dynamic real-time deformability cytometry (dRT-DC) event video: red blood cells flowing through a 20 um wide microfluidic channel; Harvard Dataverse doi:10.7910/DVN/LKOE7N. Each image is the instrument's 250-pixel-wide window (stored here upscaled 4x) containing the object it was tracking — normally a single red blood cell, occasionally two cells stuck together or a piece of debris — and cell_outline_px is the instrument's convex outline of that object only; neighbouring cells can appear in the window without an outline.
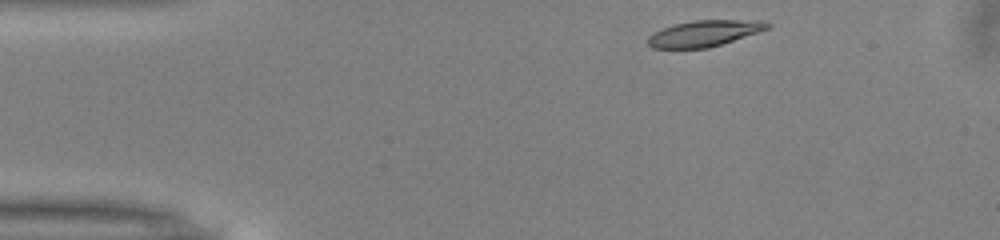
{"species": "common noctule bat (a hibernating species)", "species_latin": "Nyctalus noctula", "temperature_condition": "warm", "stored_images_in_passage": 33, "camera_frame_rate_fps": 3000, "um_per_image_px": 0.085, "animal": {"sex": "male", "body_mass_g": 13.0, "forearm_length_mm": 53.1}, "frame": {"image": 1, "passage_image": 1, "time_ms": 0.0, "image_size_px": [1000, 240], "cell_outline_px": [[772, 24], [768, 28], [760, 32], [708, 48], [652, 48], [648, 44], [648, 36], [672, 24], [692, 20], [764, 20]], "centroid_in_image_um": [59.9, 2.82], "position_along_channel_um": 25.1, "area_um2": 18.21}}
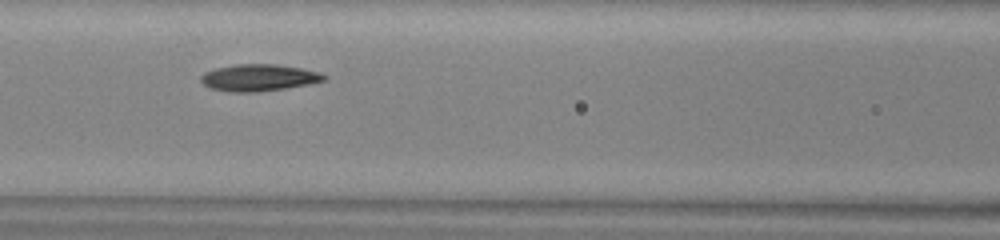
{"frame": {"image": 2, "passage_image": 15, "time_ms": 4.667, "image_size_px": [1000, 240], "cell_outline_px": [[328, 80], [308, 84], [284, 88], [256, 92], [228, 92], [212, 88], [204, 84], [200, 80], [200, 76], [204, 72], [216, 68], [236, 64], [276, 64], [300, 68], [320, 72], [328, 76]], "centroid_in_image_um": [22.01, 6.6], "position_along_channel_um": 144.6, "area_um2": 19.25}}
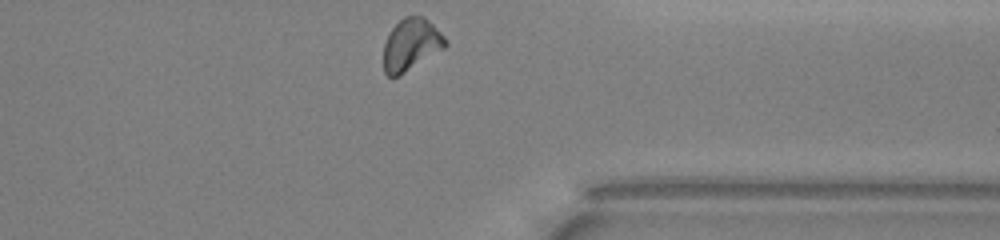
{"frame": {"image": 3, "passage_image": 33, "time_ms": 10.667, "image_size_px": [1000, 240], "cell_outline_px": [[448, 44], [444, 48], [400, 76], [392, 80], [384, 72], [384, 44], [392, 28], [404, 16], [424, 16], [448, 40]], "centroid_in_image_um": [34.93, 3.82], "position_along_channel_um": 376.5, "area_um2": 18.79}, "authors_computed_cell_mechanics": {"area_um2": 18.5538, "velocity_mm_per_s": 3.9908, "shape_relaxation_time_tau1_ms": 5.9001, "shape_relaxation_time_tau2_ms": 5.8067, "deformation_change_tau1": 0.169, "deformation_change_tau2": 0.1324}}